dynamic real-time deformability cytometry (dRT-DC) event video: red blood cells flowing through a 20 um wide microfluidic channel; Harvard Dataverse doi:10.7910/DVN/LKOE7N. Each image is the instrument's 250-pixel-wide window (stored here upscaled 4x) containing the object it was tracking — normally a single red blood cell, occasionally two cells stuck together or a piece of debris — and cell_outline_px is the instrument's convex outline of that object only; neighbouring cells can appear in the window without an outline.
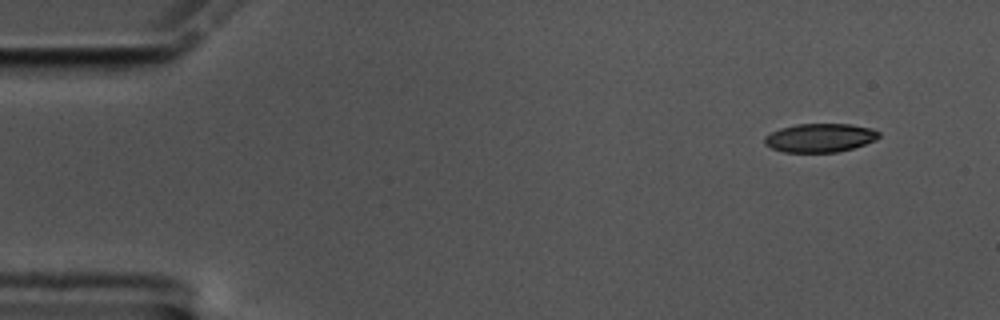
{"species": "common noctule bat (a hibernating species)", "species_latin": "Nyctalus noctula", "temperature_condition": "cold", "stored_images_in_passage": 54, "camera_frame_rate_fps": 3000, "um_per_image_px": 0.085, "animal": {"sex": "male", "body_mass_g": 17.5, "forearm_length_mm": 52.3}, "frame": {"image": 1, "passage_image": 1, "time_ms": 0.0, "image_size_px": [1000, 320], "cell_outline_px": [[880, 136], [876, 140], [852, 148], [836, 152], [784, 152], [772, 148], [764, 144], [764, 136], [780, 128], [796, 124], [852, 124], [872, 128], [880, 132]], "centroid_in_image_um": [69.7, 11.7], "position_along_channel_um": 15.3, "area_um2": 19.13}}
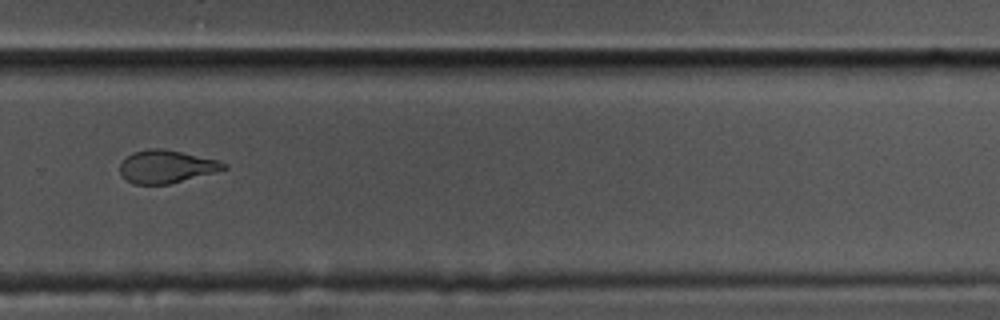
{"frame": {"image": 2, "passage_image": 36, "time_ms": 11.667, "image_size_px": [1000, 320], "cell_outline_px": [[228, 168], [168, 184], [136, 184], [128, 180], [120, 172], [120, 164], [132, 152], [148, 148], [160, 148], [180, 152], [216, 160], [228, 164]], "centroid_in_image_um": [14.12, 14.15], "position_along_channel_um": 315.7, "area_um2": 19.36}}
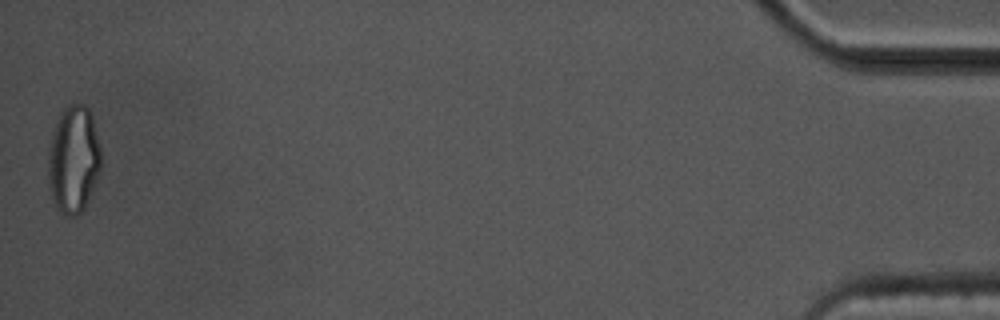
{"frame": {"image": 3, "passage_image": 54, "time_ms": 17.667, "image_size_px": [1000, 320], "cell_outline_px": [[100, 168], [96, 180], [88, 200], [84, 208], [76, 216], [68, 216], [56, 208], [52, 196], [48, 176], [48, 152], [52, 136], [60, 112], [72, 104], [84, 104], [88, 108], [92, 116], [100, 148]], "centroid_in_image_um": [6.25, 13.56], "position_along_channel_um": 429.0, "area_um2": 32.6}, "authors_computed_cell_mechanics": {"area_um2": 20.7791, "velocity_mm_per_s": 3.4535, "shape_relaxation_time_tau1_ms": 6.4391, "shape_relaxation_time_tau2_ms": 2.0827, "deformation_change_tau1": 0.2107, "deformation_change_tau2": 0.097}}